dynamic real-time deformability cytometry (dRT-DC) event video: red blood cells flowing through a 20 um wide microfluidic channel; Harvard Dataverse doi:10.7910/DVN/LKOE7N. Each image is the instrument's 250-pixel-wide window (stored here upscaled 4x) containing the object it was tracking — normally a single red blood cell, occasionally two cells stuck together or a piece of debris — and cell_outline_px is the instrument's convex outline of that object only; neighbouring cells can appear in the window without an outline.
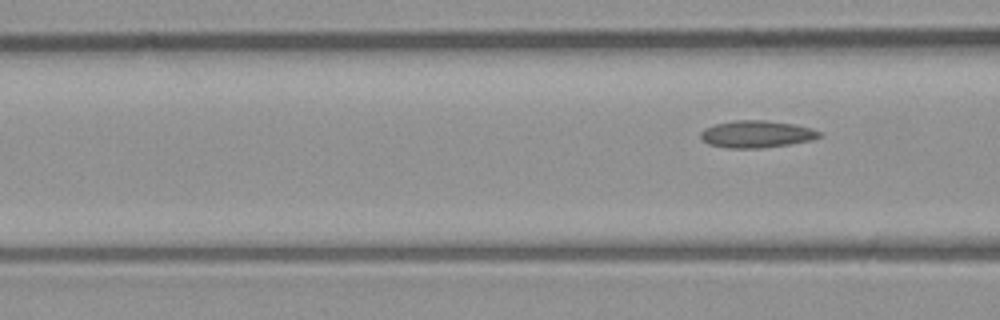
{"species": "common noctule bat (a hibernating species)", "species_latin": "Nyctalus noctula", "temperature_condition": "room temperature", "stored_images_in_passage": 6, "camera_frame_rate_fps": 3000, "um_per_image_px": 0.085, "animal": {"sex": "male", "body_mass_g": 23.1, "forearm_length_mm": 52.7}, "frame": {"image": 1, "passage_image": 6, "time_ms": 6.0, "image_size_px": [1000, 320], "cell_outline_px": [[824, 136], [812, 140], [788, 144], [760, 148], [728, 148], [708, 144], [700, 136], [700, 132], [704, 128], [716, 124], [736, 120], [764, 120], [796, 124], [812, 128], [820, 132]], "centroid_in_image_um": [64.34, 11.39], "position_along_channel_um": 102.3, "area_um2": 18.79}}